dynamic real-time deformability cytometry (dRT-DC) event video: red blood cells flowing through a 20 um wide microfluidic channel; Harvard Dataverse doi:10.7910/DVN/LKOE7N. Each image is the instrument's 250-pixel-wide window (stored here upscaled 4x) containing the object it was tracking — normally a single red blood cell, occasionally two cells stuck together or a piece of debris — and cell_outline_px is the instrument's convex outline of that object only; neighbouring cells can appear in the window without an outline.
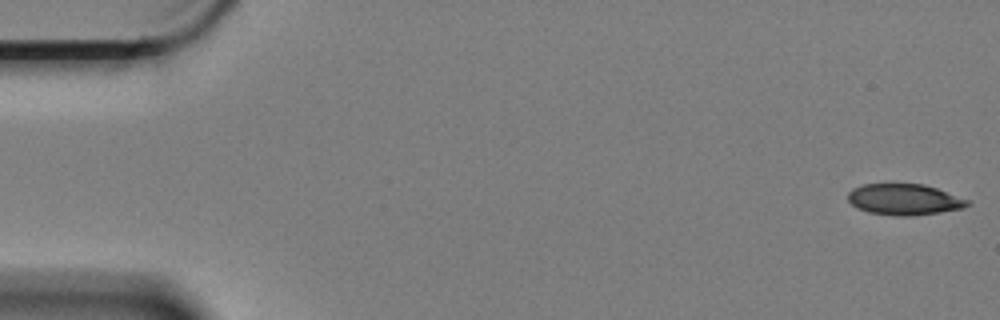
{"species": "Egyptian fruit bat (a non-hibernating species)", "species_latin": "Rousettus aegyptiacus", "temperature_condition": "cold", "stored_images_in_passage": 16, "camera_frame_rate_fps": 3000, "um_per_image_px": 0.085, "animal": {"sex": "female"}, "frame": {"image": 1, "passage_image": 1, "time_ms": 0.0, "image_size_px": [1000, 320], "cell_outline_px": [[972, 204], [964, 208], [908, 216], [904, 216], [868, 212], [852, 204], [848, 200], [848, 192], [852, 188], [864, 184], [924, 184], [972, 200]], "centroid_in_image_um": [76.91, 16.94], "position_along_channel_um": 8.1, "area_um2": 21.5}}
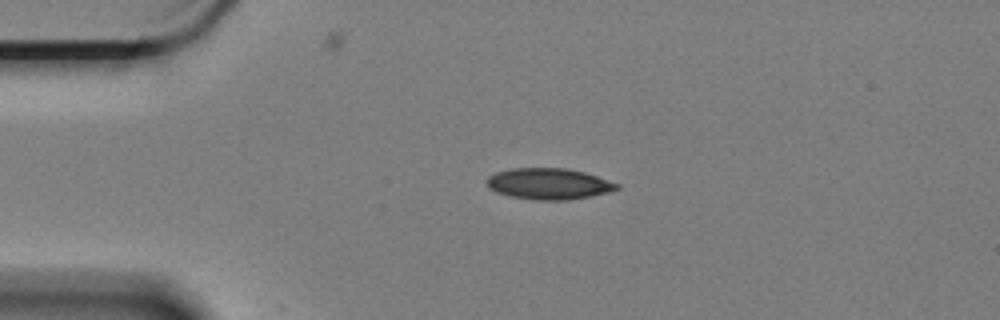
{"frame": {"image": 2, "passage_image": 13, "time_ms": 4.0, "image_size_px": [1000, 320], "cell_outline_px": [[620, 188], [608, 192], [568, 200], [540, 200], [512, 196], [496, 192], [488, 188], [488, 176], [496, 172], [512, 168], [564, 168], [584, 172], [620, 184]], "centroid_in_image_um": [46.65, 15.61], "position_along_channel_um": 38.4, "area_um2": 23.35}}